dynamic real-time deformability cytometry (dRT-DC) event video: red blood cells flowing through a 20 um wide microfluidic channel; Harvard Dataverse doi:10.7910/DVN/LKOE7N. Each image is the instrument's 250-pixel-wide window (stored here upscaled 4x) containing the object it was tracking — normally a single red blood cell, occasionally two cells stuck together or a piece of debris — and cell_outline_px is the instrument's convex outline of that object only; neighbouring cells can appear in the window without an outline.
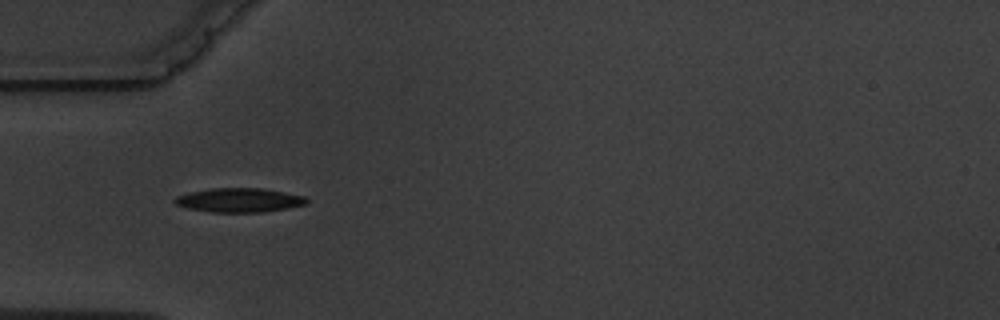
{"species": "common noctule bat (a hibernating species)", "species_latin": "Nyctalus noctula", "temperature_condition": "warm", "stored_images_in_passage": 4, "camera_frame_rate_fps": 3000, "um_per_image_px": 0.085, "animal": {"sex": "male", "body_mass_g": 19.5, "forearm_length_mm": 54.6}, "frame": {"image": 1, "passage_image": 3, "time_ms": 2.333, "image_size_px": [1000, 320], "cell_outline_px": [[308, 204], [288, 208], [264, 212], [212, 212], [188, 208], [176, 204], [172, 200], [176, 196], [188, 192], [212, 188], [260, 188], [284, 192], [304, 196], [308, 200]], "centroid_in_image_um": [20.33, 17.01], "position_along_channel_um": 64.7, "area_um2": 18.55}}
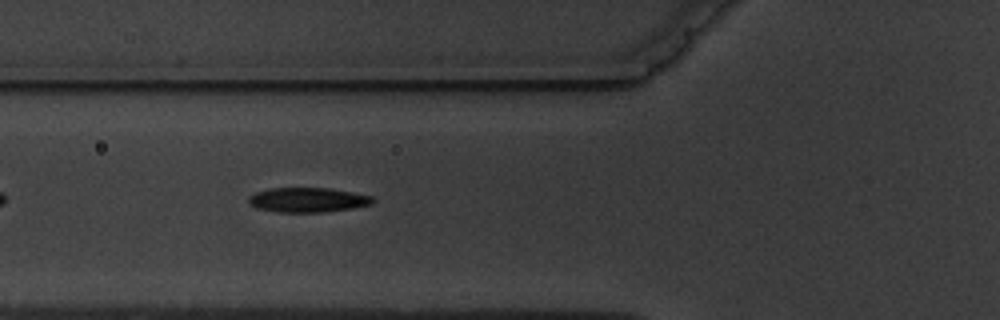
{"frame": {"image": 2, "passage_image": 4, "time_ms": 3.333, "image_size_px": [1000, 320], "cell_outline_px": [[376, 200], [372, 204], [352, 208], [324, 212], [276, 212], [256, 208], [248, 204], [248, 196], [256, 192], [268, 188], [328, 188], [352, 192], [372, 196]], "centroid_in_image_um": [26.13, 16.99], "position_along_channel_um": 99.7, "area_um2": 17.98}}